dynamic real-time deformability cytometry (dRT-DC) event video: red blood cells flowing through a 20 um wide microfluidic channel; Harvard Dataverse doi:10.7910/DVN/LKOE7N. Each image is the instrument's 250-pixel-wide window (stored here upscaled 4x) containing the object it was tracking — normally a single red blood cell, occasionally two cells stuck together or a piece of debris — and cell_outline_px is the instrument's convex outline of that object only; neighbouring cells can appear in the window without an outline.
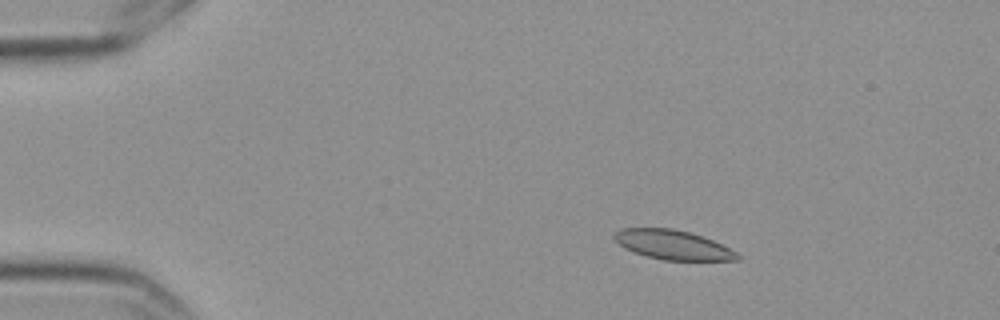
{"species": "Egyptian fruit bat (a non-hibernating species)", "species_latin": "Rousettus aegyptiacus", "temperature_condition": "cold", "stored_images_in_passage": 5, "camera_frame_rate_fps": 3000, "um_per_image_px": 0.085, "frame": {"image": 1, "passage_image": 3, "time_ms": 0.667, "image_size_px": [1000, 320], "cell_outline_px": [[740, 260], [664, 260], [632, 252], [624, 248], [612, 236], [612, 232], [620, 228], [672, 228], [704, 236], [736, 252], [740, 256]], "centroid_in_image_um": [57.15, 20.8], "position_along_channel_um": 27.9, "area_um2": 21.04}}